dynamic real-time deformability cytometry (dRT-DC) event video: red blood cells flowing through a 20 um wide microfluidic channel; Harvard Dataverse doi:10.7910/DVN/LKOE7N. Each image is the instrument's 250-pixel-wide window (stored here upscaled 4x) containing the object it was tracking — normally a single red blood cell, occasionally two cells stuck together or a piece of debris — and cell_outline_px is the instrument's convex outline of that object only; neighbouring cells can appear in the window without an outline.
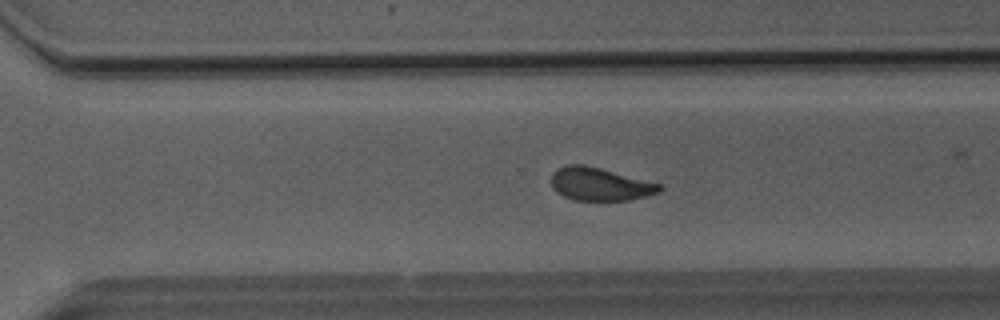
{"species": "Egyptian fruit bat (a non-hibernating species)", "species_latin": "Rousettus aegyptiacus", "temperature_condition": "room temperature", "stored_images_in_passage": 41, "camera_frame_rate_fps": 3000, "um_per_image_px": 0.085, "animal": {"sex": "male"}, "frame": {"image": 1, "passage_image": 26, "time_ms": 8.333, "image_size_px": [1000, 320], "cell_outline_px": [[664, 188], [656, 192], [644, 196], [628, 200], [576, 200], [564, 196], [556, 192], [552, 188], [552, 172], [556, 168], [564, 164], [584, 164], [664, 184]], "centroid_in_image_um": [50.97, 15.63], "position_along_channel_um": 319.6, "area_um2": 20.92}}
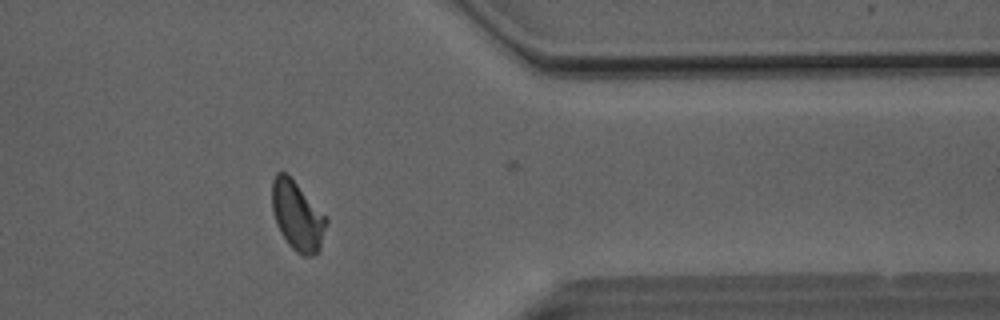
{"frame": {"image": 2, "passage_image": 32, "time_ms": 10.333, "image_size_px": [1000, 320], "cell_outline_px": [[328, 220], [320, 248], [312, 256], [304, 256], [296, 252], [288, 244], [280, 232], [276, 224], [272, 212], [272, 180], [276, 172], [284, 172], [296, 184]], "centroid_in_image_um": [25.24, 18.38], "position_along_channel_um": 386.2, "area_um2": 21.39}}
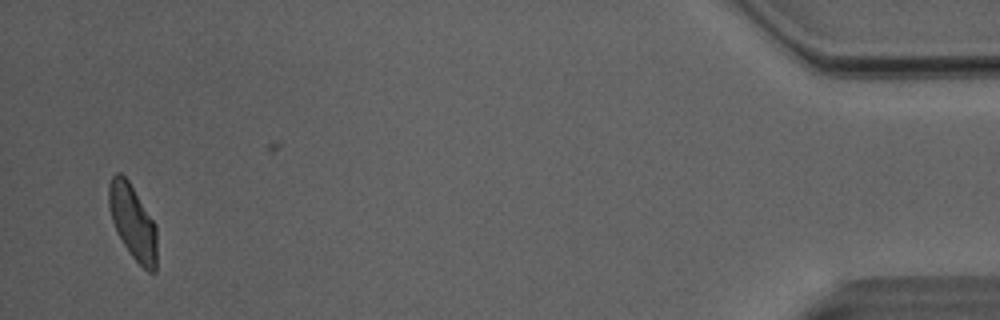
{"frame": {"image": 3, "passage_image": 40, "time_ms": 13.0, "image_size_px": [1000, 320], "cell_outline_px": [[156, 272], [148, 272], [128, 252], [112, 220], [108, 204], [108, 184], [112, 176], [116, 172], [120, 172], [128, 180], [156, 224]], "centroid_in_image_um": [11.28, 18.85], "position_along_channel_um": 423.9, "area_um2": 20.75}, "authors_computed_cell_mechanics": {"area_um2": 21.675, "velocity_mm_per_s": 4.0445, "shape_relaxation_time_tau1_ms": 5.1078, "shape_relaxation_time_tau2_ms": 1.6712, "deformation_change_tau1": 0.134, "deformation_change_tau2": 0.0799}}